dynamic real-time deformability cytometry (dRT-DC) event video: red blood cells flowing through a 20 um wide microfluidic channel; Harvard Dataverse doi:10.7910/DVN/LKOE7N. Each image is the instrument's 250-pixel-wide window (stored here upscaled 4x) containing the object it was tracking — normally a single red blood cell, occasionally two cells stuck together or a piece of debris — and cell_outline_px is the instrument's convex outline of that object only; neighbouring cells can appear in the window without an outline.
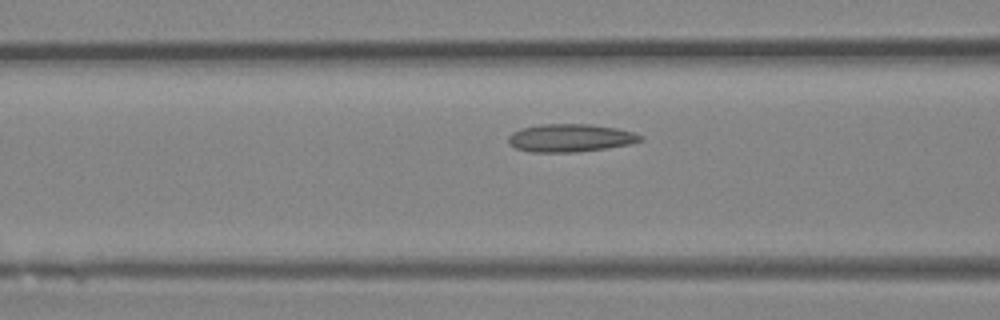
{"species": "Egyptian fruit bat (a non-hibernating species)", "species_latin": "Rousettus aegyptiacus", "temperature_condition": "room temperature", "stored_images_in_passage": 10, "camera_frame_rate_fps": 3000, "um_per_image_px": 0.085, "animal": {"sex": "female"}, "frame": {"image": 1, "passage_image": 9, "time_ms": 2.667, "image_size_px": [1000, 320], "cell_outline_px": [[644, 140], [628, 144], [604, 148], [576, 152], [532, 152], [516, 148], [508, 144], [508, 136], [512, 132], [520, 128], [544, 124], [588, 124], [616, 128], [632, 132], [644, 136]], "centroid_in_image_um": [48.45, 11.72], "position_along_channel_um": 118.2, "area_um2": 21.39}}